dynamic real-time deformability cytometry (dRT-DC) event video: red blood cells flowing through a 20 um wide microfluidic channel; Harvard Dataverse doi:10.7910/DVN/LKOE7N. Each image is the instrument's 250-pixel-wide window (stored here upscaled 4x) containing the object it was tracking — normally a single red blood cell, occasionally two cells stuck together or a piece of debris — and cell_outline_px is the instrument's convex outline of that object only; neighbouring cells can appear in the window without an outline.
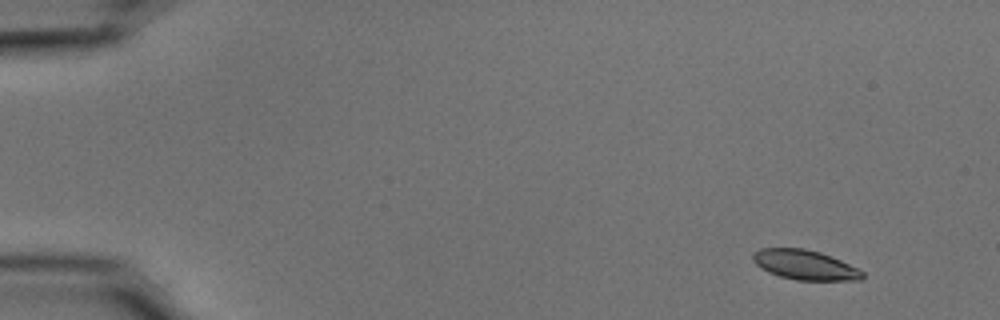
{"species": "common noctule bat (a hibernating species)", "species_latin": "Nyctalus noctula", "temperature_condition": "cold", "stored_images_in_passage": 51, "camera_frame_rate_fps": 3000, "um_per_image_px": 0.085, "animal": {"sex": "male", "body_mass_g": 15.6}, "frame": {"image": 1, "passage_image": 1, "time_ms": 0.0, "image_size_px": [1000, 320], "cell_outline_px": [[864, 276], [860, 280], [796, 280], [780, 276], [768, 272], [760, 268], [752, 260], [752, 252], [760, 248], [804, 248], [820, 252], [832, 256], [864, 272]], "centroid_in_image_um": [68.37, 22.5], "position_along_channel_um": 16.6, "area_um2": 19.02}}
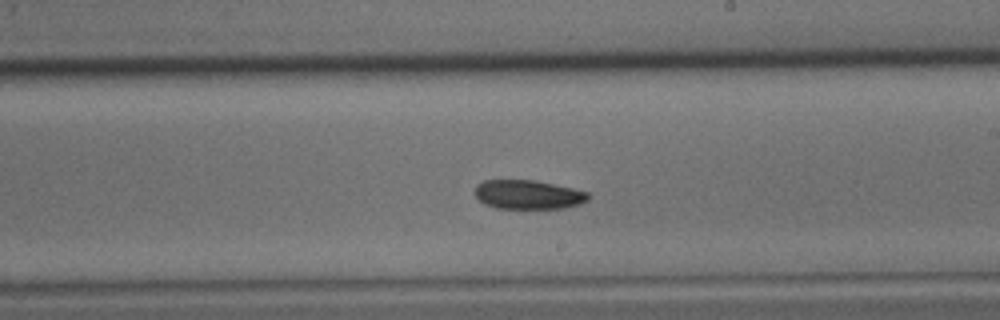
{"frame": {"image": 2, "passage_image": 29, "time_ms": 9.333, "image_size_px": [1000, 320], "cell_outline_px": [[588, 200], [580, 204], [564, 208], [496, 208], [484, 204], [472, 192], [476, 184], [484, 180], [536, 180], [572, 188], [588, 192]], "centroid_in_image_um": [44.85, 16.53], "position_along_channel_um": 244.2, "area_um2": 19.31}}
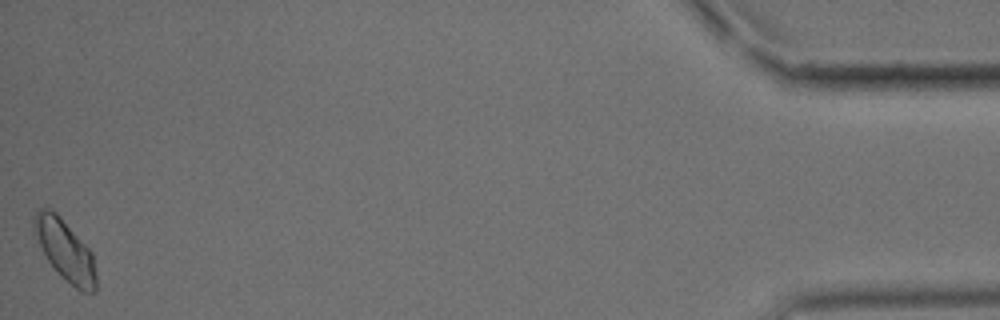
{"frame": {"image": 3, "passage_image": 51, "time_ms": 16.667, "image_size_px": [1000, 320], "cell_outline_px": [[96, 292], [80, 292], [60, 276], [48, 260], [32, 232], [32, 220], [36, 212], [40, 208], [48, 208], [56, 212], [60, 216], [92, 252], [96, 272]], "centroid_in_image_um": [5.52, 21.27], "position_along_channel_um": 429.7, "area_um2": 22.14}, "authors_computed_cell_mechanics": {"area_um2": 20.1722, "velocity_mm_per_s": 3.6882, "shape_relaxation_time_tau1_ms": 4.2489, "shape_relaxation_time_tau2_ms": null, "deformation_change_tau1": 0.1055, "deformation_change_tau2": null}}